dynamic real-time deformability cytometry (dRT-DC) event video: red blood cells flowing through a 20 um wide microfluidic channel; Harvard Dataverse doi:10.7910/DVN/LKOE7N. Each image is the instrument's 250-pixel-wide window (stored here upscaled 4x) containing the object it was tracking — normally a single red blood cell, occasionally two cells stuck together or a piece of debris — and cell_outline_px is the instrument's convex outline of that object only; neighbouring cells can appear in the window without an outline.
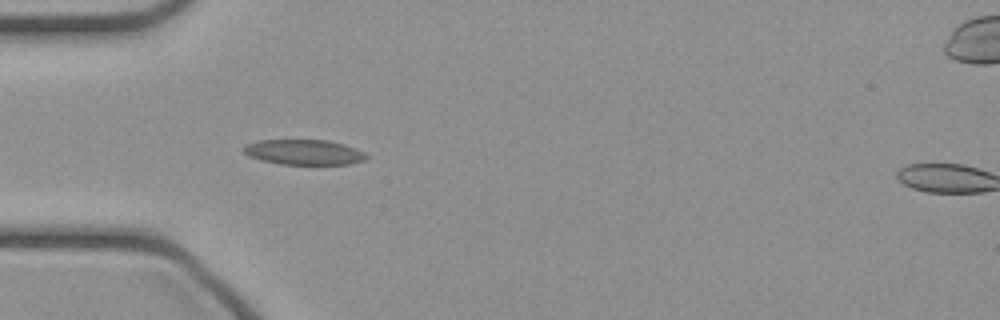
{"species": "common noctule bat (a hibernating species)", "species_latin": "Nyctalus noctula", "temperature_condition": "cold", "stored_images_in_passage": 2, "camera_frame_rate_fps": 3000, "um_per_image_px": 0.085, "animal": {"sex": "female", "body_mass_g": 21.9}, "frame": {"image": 1, "passage_image": 1, "time_ms": 0.0, "image_size_px": [1000, 320], "cell_outline_px": [[368, 156], [364, 160], [352, 164], [280, 164], [260, 160], [248, 156], [244, 152], [244, 144], [256, 140], [328, 140], [344, 144], [356, 148], [364, 152]], "centroid_in_image_um": [25.82, 12.93], "position_along_channel_um": 59.2, "area_um2": 18.15}}